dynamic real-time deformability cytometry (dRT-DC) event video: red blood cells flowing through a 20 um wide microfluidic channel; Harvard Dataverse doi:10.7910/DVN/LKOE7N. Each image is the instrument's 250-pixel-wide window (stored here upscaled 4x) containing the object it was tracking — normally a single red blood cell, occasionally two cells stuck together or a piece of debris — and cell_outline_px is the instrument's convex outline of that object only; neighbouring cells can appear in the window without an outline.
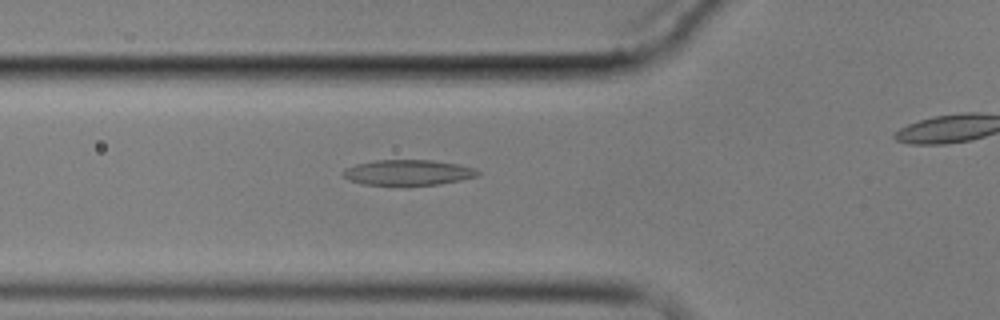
{"species": "common noctule bat (a hibernating species)", "species_latin": "Nyctalus noctula", "temperature_condition": "cold", "stored_images_in_passage": 5, "segment_of_instrument_passage": [1, 2], "camera_frame_rate_fps": 3000, "um_per_image_px": 0.085, "animal": {"sex": "male", "body_mass_g": 17.9}, "frame": {"image": 1, "passage_image": 4, "time_ms": 4.333, "image_size_px": [1000, 320], "cell_outline_px": [[480, 172], [476, 176], [460, 180], [440, 184], [364, 184], [348, 180], [340, 172], [344, 168], [356, 164], [376, 160], [432, 160], [456, 164], [472, 168]], "centroid_in_image_um": [34.62, 14.65], "position_along_channel_um": 91.2, "area_um2": 19.59}}